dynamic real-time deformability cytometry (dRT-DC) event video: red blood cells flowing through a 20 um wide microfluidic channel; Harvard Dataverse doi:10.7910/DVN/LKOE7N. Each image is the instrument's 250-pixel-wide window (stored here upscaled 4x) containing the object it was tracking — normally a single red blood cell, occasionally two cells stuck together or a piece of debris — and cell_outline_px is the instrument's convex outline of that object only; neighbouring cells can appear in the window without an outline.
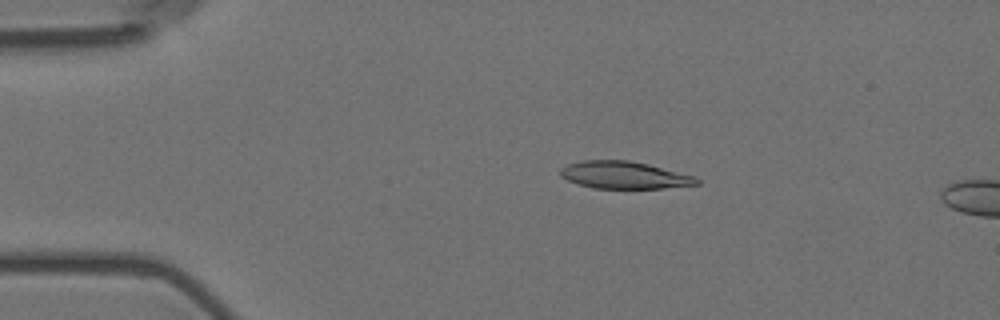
{"species": "Egyptian fruit bat (a non-hibernating species)", "species_latin": "Rousettus aegyptiacus", "temperature_condition": "room temperature", "stored_images_in_passage": 6, "camera_frame_rate_fps": 3000, "um_per_image_px": 0.085, "animal": {"sex": "female"}, "frame": {"image": 1, "passage_image": 4, "time_ms": 1.0, "image_size_px": [1000, 320], "cell_outline_px": [[700, 184], [664, 188], [592, 188], [568, 180], [560, 176], [560, 168], [568, 164], [580, 160], [628, 160], [648, 164], [696, 176], [700, 180]], "centroid_in_image_um": [53.07, 14.88], "position_along_channel_um": 31.9, "area_um2": 21.73}}